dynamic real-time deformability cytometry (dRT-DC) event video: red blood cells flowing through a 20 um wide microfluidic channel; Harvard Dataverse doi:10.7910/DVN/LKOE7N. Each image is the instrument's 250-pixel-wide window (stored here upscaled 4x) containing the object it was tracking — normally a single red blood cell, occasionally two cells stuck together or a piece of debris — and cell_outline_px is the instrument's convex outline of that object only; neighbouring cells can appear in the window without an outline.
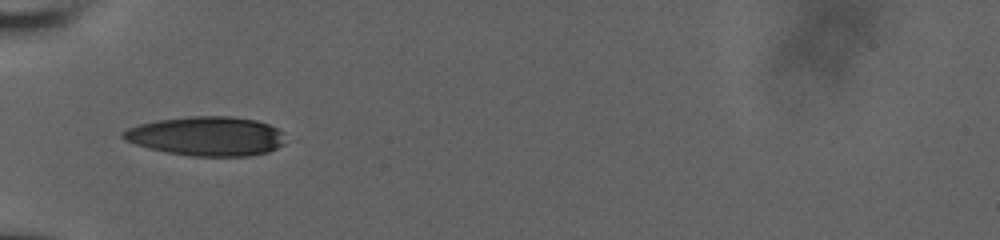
{"species": "human", "species_latin": "Homo sapiens", "temperature_condition": "room temperature", "stored_images_in_passage": 36, "camera_frame_rate_fps": 3000, "um_per_image_px": 0.085, "donor": {"sex": "male"}, "frame": {"image": 1, "passage_image": 1, "time_ms": 0.0, "image_size_px": [1000, 240], "cell_outline_px": [[284, 144], [268, 152], [248, 156], [192, 156], [168, 152], [148, 148], [124, 140], [120, 136], [120, 132], [128, 128], [140, 124], [156, 120], [188, 116], [232, 116], [256, 120], [280, 128], [284, 132]], "centroid_in_image_um": [17.57, 11.56], "position_along_channel_um": 67.4, "area_um2": 37.4}}
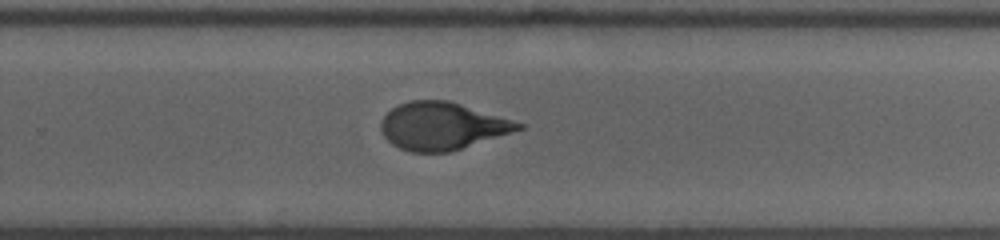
{"frame": {"image": 2, "passage_image": 19, "time_ms": 6.0, "image_size_px": [1000, 240], "cell_outline_px": [[524, 128], [448, 152], [412, 152], [400, 148], [392, 144], [384, 136], [380, 128], [380, 124], [384, 116], [392, 108], [408, 100], [448, 100], [524, 124]], "centroid_in_image_um": [37.53, 10.71], "position_along_channel_um": 292.3, "area_um2": 37.4}}
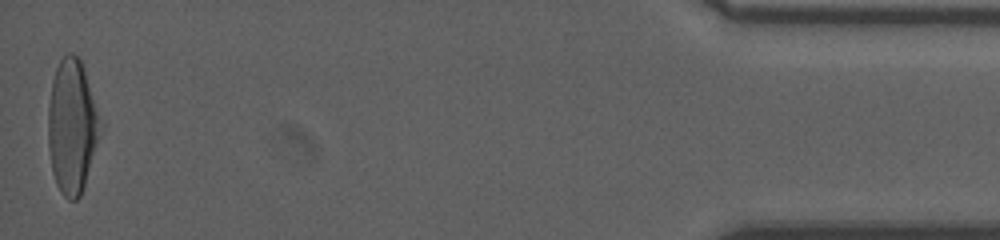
{"frame": {"image": 3, "passage_image": 36, "time_ms": 11.667, "image_size_px": [1000, 240], "cell_outline_px": [[104, 124], [80, 196], [76, 200], [68, 200], [60, 192], [56, 184], [52, 172], [48, 148], [48, 104], [52, 80], [56, 68], [60, 60], [68, 52], [72, 52], [80, 60]], "centroid_in_image_um": [6.12, 10.75], "position_along_channel_um": 429.1, "area_um2": 40.98}, "authors_computed_cell_mechanics": {"area_um2": 38.6104, "velocity_mm_per_s": 3.8384, "shape_relaxation_time_tau1_ms": 5.4372, "shape_relaxation_time_tau2_ms": 1.029, "deformation_change_tau1": 0.2137, "deformation_change_tau2": 0.0775}}